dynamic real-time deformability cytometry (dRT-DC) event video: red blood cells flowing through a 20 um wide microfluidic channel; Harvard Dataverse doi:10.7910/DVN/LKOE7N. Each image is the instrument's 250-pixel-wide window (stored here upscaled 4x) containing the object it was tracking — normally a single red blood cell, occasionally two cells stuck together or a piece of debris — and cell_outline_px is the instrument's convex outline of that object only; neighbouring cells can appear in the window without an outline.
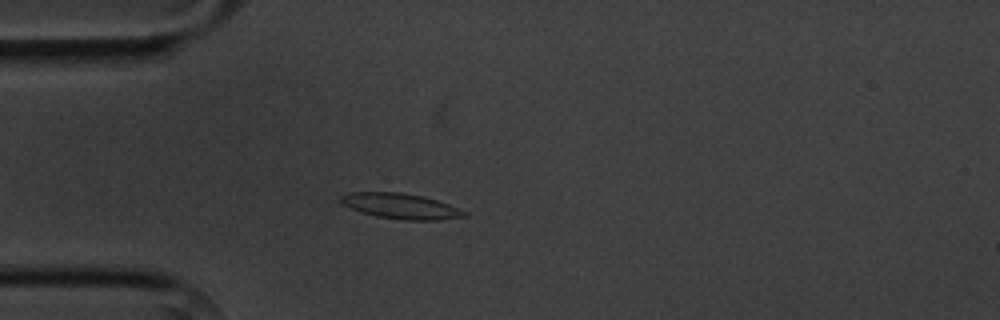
{"species": "common noctule bat (a hibernating species)", "species_latin": "Nyctalus noctula", "temperature_condition": "cold", "stored_images_in_passage": 4, "camera_frame_rate_fps": 3000, "um_per_image_px": 0.085, "animal": {"sex": "male", "body_mass_g": 20.1, "forearm_length_mm": 53.5}, "frame": {"image": 1, "passage_image": 4, "time_ms": 4.333, "image_size_px": [1000, 320], "cell_outline_px": [[468, 216], [436, 220], [404, 220], [376, 216], [340, 204], [340, 196], [348, 192], [400, 192], [424, 196], [448, 204], [468, 212]], "centroid_in_image_um": [34.06, 17.51], "position_along_channel_um": 50.9, "area_um2": 18.26}}